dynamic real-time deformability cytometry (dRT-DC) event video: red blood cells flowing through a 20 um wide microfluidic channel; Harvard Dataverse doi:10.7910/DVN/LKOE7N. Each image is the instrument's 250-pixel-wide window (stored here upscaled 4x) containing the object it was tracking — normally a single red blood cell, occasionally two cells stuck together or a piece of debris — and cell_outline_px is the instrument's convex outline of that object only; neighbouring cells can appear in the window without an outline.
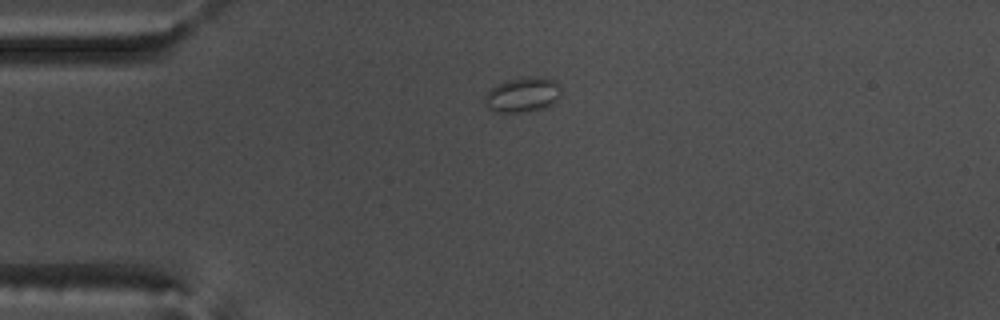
{"species": "common noctule bat (a hibernating species)", "species_latin": "Nyctalus noctula", "temperature_condition": "warm", "stored_images_in_passage": 43, "camera_frame_rate_fps": 3000, "um_per_image_px": 0.085, "animal": {"sex": "male", "body_mass_g": 17.5, "forearm_length_mm": 52.3}, "frame": {"image": 1, "passage_image": 1, "time_ms": 0.0, "image_size_px": [1000, 320], "cell_outline_px": [[560, 96], [552, 104], [544, 108], [528, 112], [496, 112], [488, 108], [484, 100], [484, 96], [492, 88], [508, 80], [532, 76], [540, 76], [556, 80], [560, 84]], "centroid_in_image_um": [44.47, 8.05], "position_along_channel_um": 40.5, "area_um2": 15.55}}
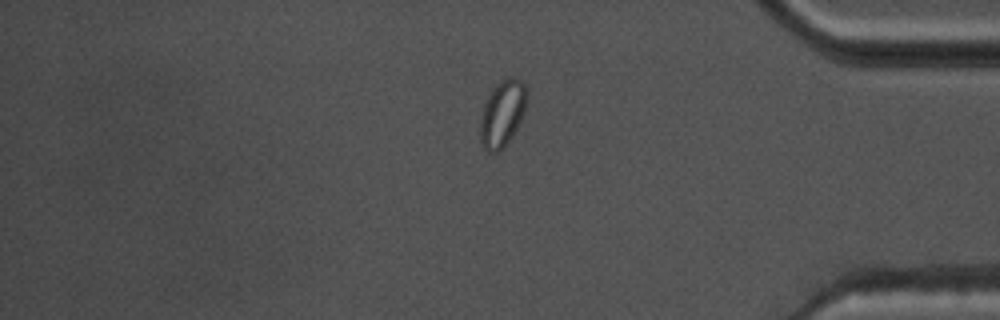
{"frame": {"image": 2, "passage_image": 34, "time_ms": 11.0, "image_size_px": [1000, 320], "cell_outline_px": [[528, 100], [524, 112], [512, 136], [496, 152], [488, 152], [484, 148], [480, 140], [480, 120], [488, 96], [492, 88], [496, 84], [512, 76], [520, 80], [528, 88]], "centroid_in_image_um": [42.72, 9.61], "position_along_channel_um": 392.5, "area_um2": 17.74}}
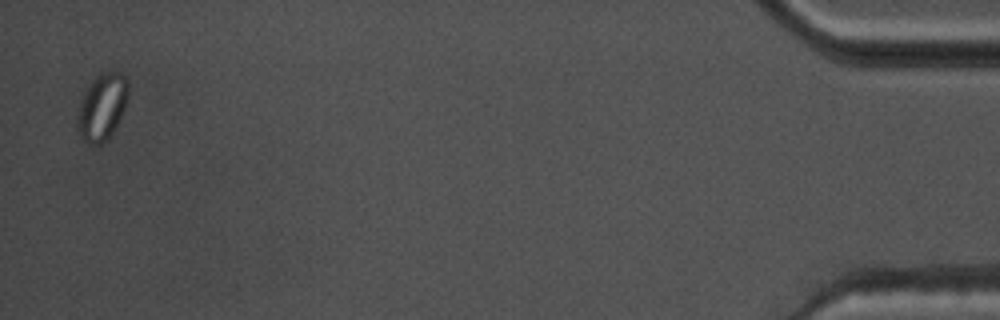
{"frame": {"image": 3, "passage_image": 42, "time_ms": 13.667, "image_size_px": [1000, 320], "cell_outline_px": [[128, 96], [120, 120], [112, 132], [100, 144], [88, 144], [76, 132], [76, 116], [80, 100], [84, 92], [92, 80], [96, 76], [104, 72], [120, 72], [128, 80]], "centroid_in_image_um": [8.64, 9.09], "position_along_channel_um": 426.6, "area_um2": 19.83}}